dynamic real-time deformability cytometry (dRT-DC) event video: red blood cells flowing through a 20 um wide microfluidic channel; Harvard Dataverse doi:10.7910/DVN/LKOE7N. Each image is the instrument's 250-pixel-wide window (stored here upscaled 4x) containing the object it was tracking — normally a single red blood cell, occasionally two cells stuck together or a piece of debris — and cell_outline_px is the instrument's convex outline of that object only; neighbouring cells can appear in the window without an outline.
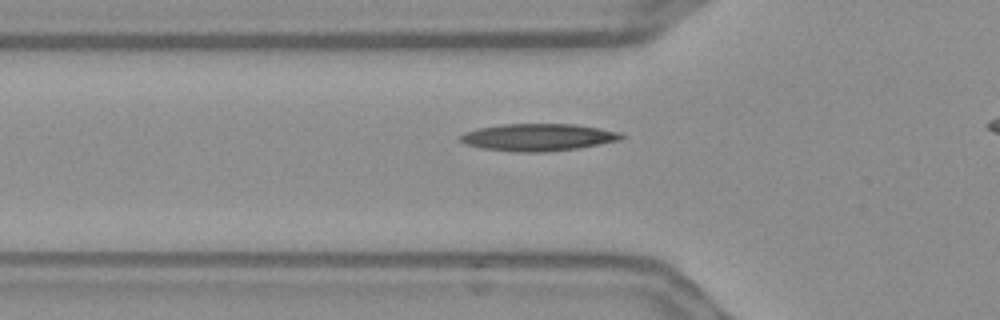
{"species": "Egyptian fruit bat (a non-hibernating species)", "species_latin": "Rousettus aegyptiacus", "temperature_condition": "warm", "stored_images_in_passage": 38, "camera_frame_rate_fps": 3000, "um_per_image_px": 0.085, "frame": {"image": 1, "passage_image": 8, "time_ms": 2.333, "image_size_px": [1000, 320], "cell_outline_px": [[628, 136], [620, 140], [600, 144], [576, 148], [544, 152], [516, 152], [480, 148], [464, 144], [456, 136], [464, 132], [476, 128], [500, 124], [572, 124], [600, 128], [620, 132]], "centroid_in_image_um": [45.69, 11.66], "position_along_channel_um": 80.1, "area_um2": 25.84}}
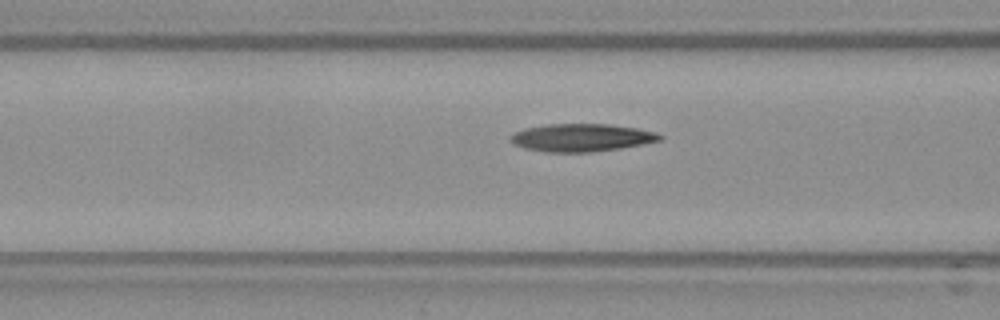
{"frame": {"image": 2, "passage_image": 11, "time_ms": 3.333, "image_size_px": [1000, 320], "cell_outline_px": [[664, 140], [644, 144], [620, 148], [592, 152], [544, 152], [524, 148], [512, 144], [508, 140], [508, 136], [524, 128], [548, 124], [608, 124], [636, 128], [656, 132], [664, 136]], "centroid_in_image_um": [49.42, 11.7], "position_along_channel_um": 117.2, "area_um2": 24.45}}
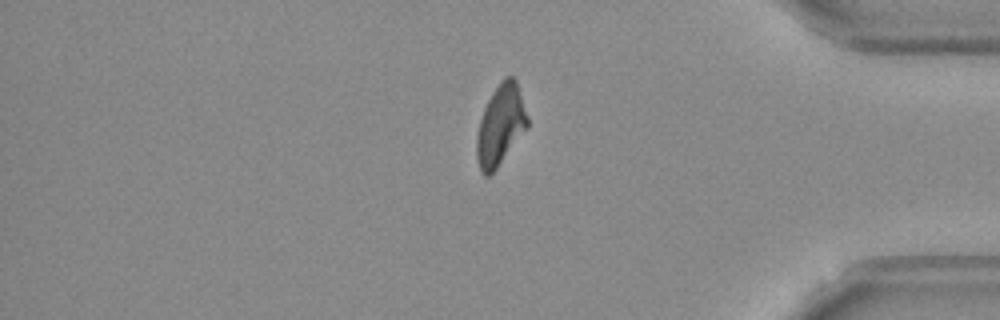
{"frame": {"image": 3, "passage_image": 36, "time_ms": 11.667, "image_size_px": [1000, 320], "cell_outline_px": [[528, 128], [496, 168], [488, 176], [484, 176], [480, 172], [476, 156], [476, 136], [480, 120], [484, 108], [492, 92], [500, 80], [504, 76], [512, 76], [516, 80], [528, 116]], "centroid_in_image_um": [42.54, 10.63], "position_along_channel_um": 392.7, "area_um2": 23.87}, "authors_computed_cell_mechanics": {"area_um2": 24.0159, "velocity_mm_per_s": 3.6207, "shape_relaxation_time_tau1_ms": null, "shape_relaxation_time_tau2_ms": 3.681, "deformation_change_tau1": null, "deformation_change_tau2": 0.1176}}